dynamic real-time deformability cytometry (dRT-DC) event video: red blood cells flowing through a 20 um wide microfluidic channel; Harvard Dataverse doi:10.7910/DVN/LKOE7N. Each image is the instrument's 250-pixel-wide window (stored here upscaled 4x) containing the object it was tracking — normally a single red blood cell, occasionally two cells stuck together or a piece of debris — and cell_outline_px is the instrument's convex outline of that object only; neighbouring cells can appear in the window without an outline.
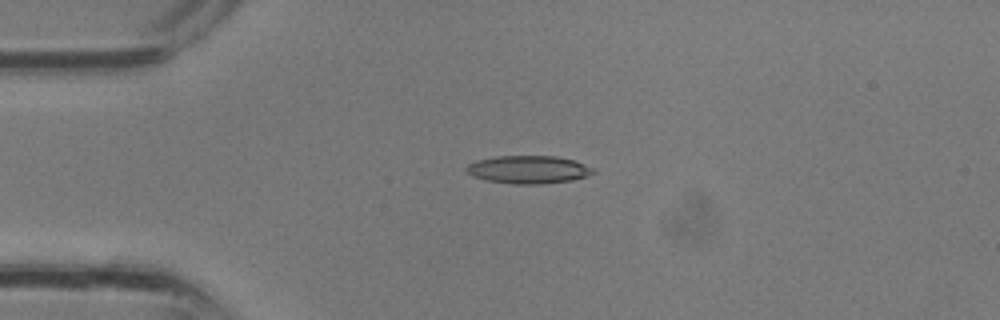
{"species": "common noctule bat (a hibernating species)", "species_latin": "Nyctalus noctula", "temperature_condition": "room temperature", "stored_images_in_passage": 4, "camera_frame_rate_fps": 3000, "um_per_image_px": 0.085, "animal": {"sex": "male", "body_mass_g": 13.3}, "frame": {"image": 1, "passage_image": 3, "time_ms": 0.667, "image_size_px": [1000, 320], "cell_outline_px": [[596, 172], [572, 180], [544, 184], [512, 184], [484, 180], [472, 176], [464, 168], [468, 164], [476, 160], [496, 156], [556, 156], [576, 160], [596, 168]], "centroid_in_image_um": [44.92, 14.41], "position_along_channel_um": 40.1, "area_um2": 20.92}}
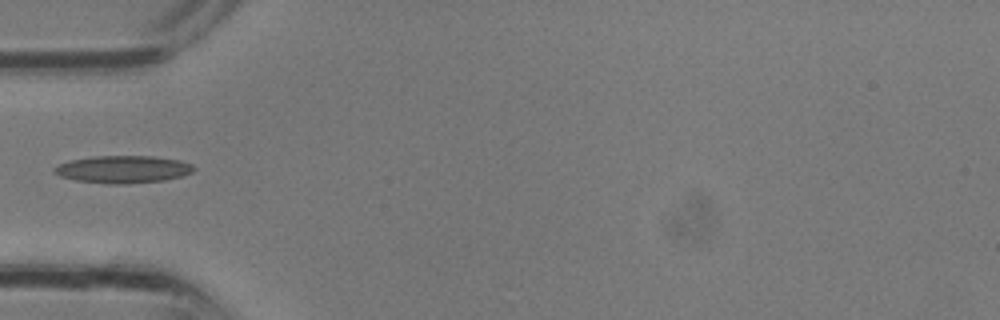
{"frame": {"image": 2, "passage_image": 4, "time_ms": 1.0, "image_size_px": [1000, 320], "cell_outline_px": [[196, 168], [192, 172], [184, 176], [164, 180], [124, 184], [108, 184], [76, 180], [60, 176], [52, 172], [52, 168], [56, 164], [72, 160], [92, 156], [152, 156], [180, 160], [192, 164]], "centroid_in_image_um": [10.44, 14.39], "position_along_channel_um": 74.6, "area_um2": 22.48}}